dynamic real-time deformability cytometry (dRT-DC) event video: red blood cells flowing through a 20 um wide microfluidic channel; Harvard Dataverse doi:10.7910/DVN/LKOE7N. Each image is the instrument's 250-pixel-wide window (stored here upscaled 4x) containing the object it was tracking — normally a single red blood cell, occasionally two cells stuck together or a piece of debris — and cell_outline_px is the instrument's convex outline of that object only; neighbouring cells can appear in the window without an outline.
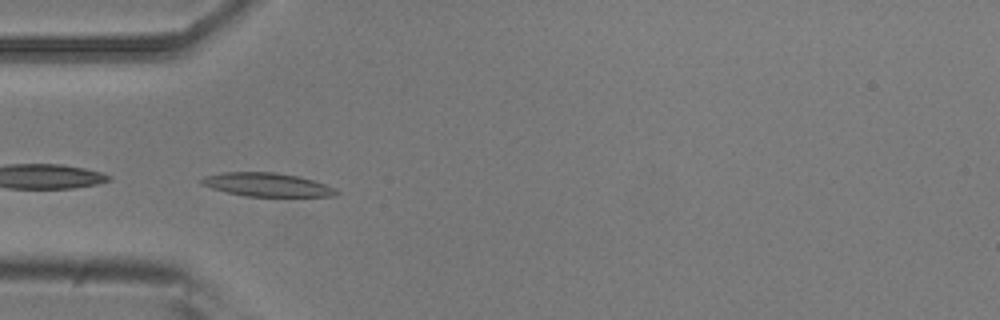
{"species": "common noctule bat (a hibernating species)", "species_latin": "Nyctalus noctula", "temperature_condition": "room temperature", "stored_images_in_passage": 5, "camera_frame_rate_fps": 3000, "um_per_image_px": 0.085, "animal": {"sex": "male", "body_mass_g": 20.5, "forearm_length_mm": 52.5}, "frame": {"image": 1, "passage_image": 5, "time_ms": 1.333, "image_size_px": [1000, 320], "cell_outline_px": [[340, 192], [336, 196], [244, 196], [212, 188], [200, 184], [200, 180], [204, 176], [224, 172], [276, 172], [296, 176], [312, 180], [336, 188]], "centroid_in_image_um": [22.69, 15.7], "position_along_channel_um": 62.3, "area_um2": 18.38}}